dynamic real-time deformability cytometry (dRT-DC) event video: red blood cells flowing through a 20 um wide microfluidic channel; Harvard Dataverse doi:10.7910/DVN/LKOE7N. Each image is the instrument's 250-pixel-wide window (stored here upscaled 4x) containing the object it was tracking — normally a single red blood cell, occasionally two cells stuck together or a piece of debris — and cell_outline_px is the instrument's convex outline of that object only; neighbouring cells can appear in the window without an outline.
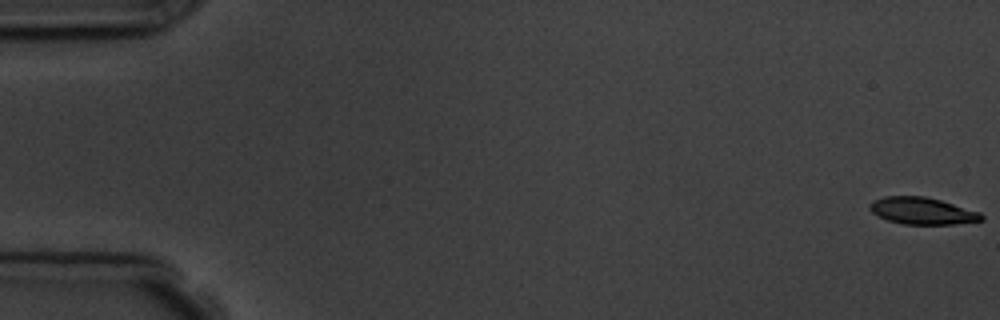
{"species": "common noctule bat (a hibernating species)", "species_latin": "Nyctalus noctula", "temperature_condition": "room temperature", "stored_images_in_passage": 4, "camera_frame_rate_fps": 3000, "um_per_image_px": 0.085, "animal": {"sex": "male", "body_mass_g": 19.5, "forearm_length_mm": 54.6}, "frame": {"image": 1, "passage_image": 1, "time_ms": 0.0, "image_size_px": [1000, 320], "cell_outline_px": [[984, 220], [952, 224], [904, 224], [888, 220], [872, 212], [868, 208], [868, 204], [872, 200], [884, 196], [924, 196], [940, 200], [980, 212], [984, 216]], "centroid_in_image_um": [78.37, 17.91], "position_along_channel_um": 6.6, "area_um2": 17.46}}